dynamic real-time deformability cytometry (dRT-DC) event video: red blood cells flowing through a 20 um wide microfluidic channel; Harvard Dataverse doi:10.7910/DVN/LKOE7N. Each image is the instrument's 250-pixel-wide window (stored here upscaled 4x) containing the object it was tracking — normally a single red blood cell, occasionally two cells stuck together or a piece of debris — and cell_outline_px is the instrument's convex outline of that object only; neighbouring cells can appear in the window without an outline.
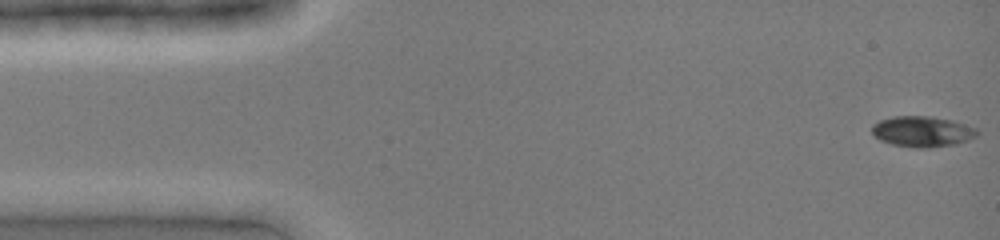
{"species": "common noctule bat (a hibernating species)", "species_latin": "Nyctalus noctula", "temperature_condition": "cold", "stored_images_in_passage": 41, "camera_frame_rate_fps": 3000, "um_per_image_px": 0.085, "animal": {"sex": "female", "body_mass_g": 19.0, "forearm_length_mm": 51.5}, "frame": {"image": 1, "passage_image": 1, "time_ms": 0.0, "image_size_px": [1000, 240], "cell_outline_px": [[980, 132], [976, 136], [968, 140], [956, 144], [928, 148], [916, 148], [892, 144], [880, 140], [872, 132], [872, 124], [880, 120], [892, 116], [932, 116], [952, 120], [976, 128]], "centroid_in_image_um": [78.41, 11.17], "position_along_channel_um": 6.6, "area_um2": 18.9}}
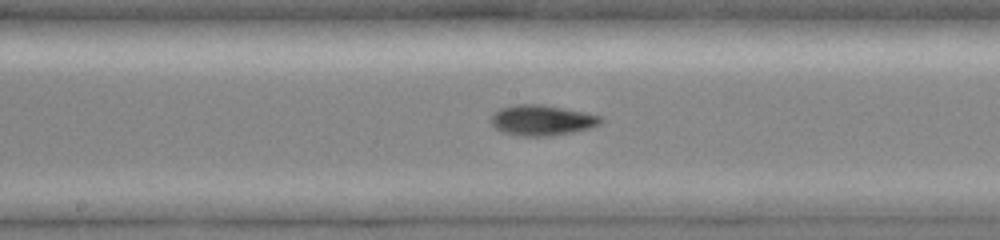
{"frame": {"image": 2, "passage_image": 21, "time_ms": 6.667, "image_size_px": [1000, 240], "cell_outline_px": [[604, 120], [600, 124], [588, 128], [572, 132], [548, 136], [516, 136], [504, 132], [496, 128], [488, 120], [500, 108], [516, 104], [540, 104], [584, 112], [604, 116]], "centroid_in_image_um": [46.06, 10.22], "position_along_channel_um": 202.1, "area_um2": 19.48}}
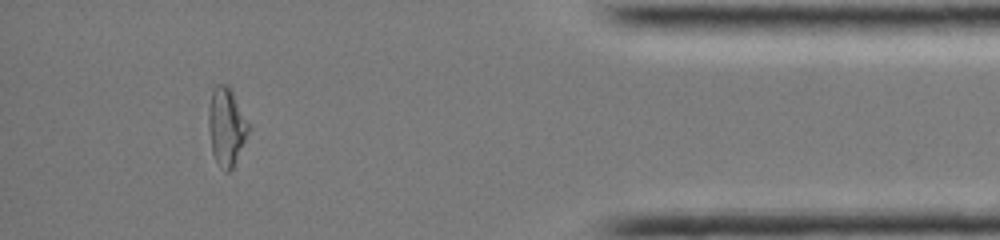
{"frame": {"image": 3, "passage_image": 37, "time_ms": 12.0, "image_size_px": [1000, 240], "cell_outline_px": [[248, 132], [232, 168], [228, 172], [224, 172], [216, 160], [212, 152], [208, 128], [208, 108], [212, 88], [216, 84], [228, 84], [232, 88], [248, 124]], "centroid_in_image_um": [19.2, 10.7], "position_along_channel_um": 416.0, "area_um2": 18.03}}